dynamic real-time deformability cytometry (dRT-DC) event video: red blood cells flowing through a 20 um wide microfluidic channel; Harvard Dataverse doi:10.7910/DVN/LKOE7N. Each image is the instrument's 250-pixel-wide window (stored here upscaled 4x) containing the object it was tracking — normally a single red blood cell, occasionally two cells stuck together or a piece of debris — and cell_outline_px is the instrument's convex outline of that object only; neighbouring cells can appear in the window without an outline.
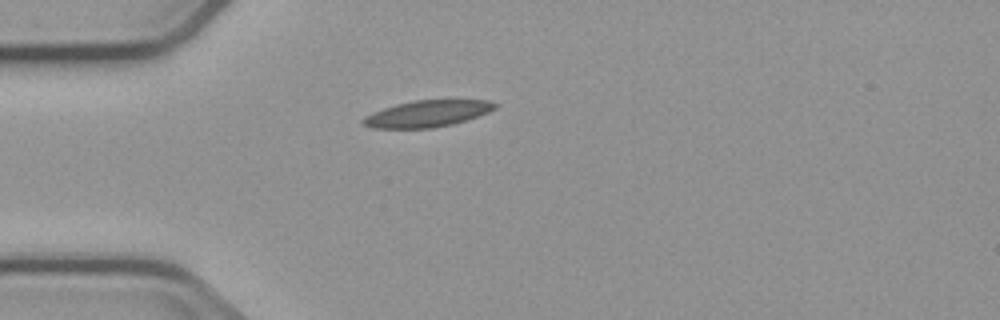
{"species": "common noctule bat (a hibernating species)", "species_latin": "Nyctalus noctula", "temperature_condition": "cold", "stored_images_in_passage": 2, "camera_frame_rate_fps": 3000, "um_per_image_px": 0.085, "animal": {"sex": "male", "body_mass_g": 23.1, "forearm_length_mm": 52.7}, "frame": {"image": 1, "passage_image": 1, "time_ms": 0.0, "image_size_px": [1000, 320], "cell_outline_px": [[500, 104], [496, 108], [488, 112], [452, 124], [432, 128], [372, 128], [364, 124], [360, 120], [364, 116], [372, 112], [396, 104], [416, 100], [488, 100]], "centroid_in_image_um": [36.31, 9.65], "position_along_channel_um": 48.7, "area_um2": 20.29}}